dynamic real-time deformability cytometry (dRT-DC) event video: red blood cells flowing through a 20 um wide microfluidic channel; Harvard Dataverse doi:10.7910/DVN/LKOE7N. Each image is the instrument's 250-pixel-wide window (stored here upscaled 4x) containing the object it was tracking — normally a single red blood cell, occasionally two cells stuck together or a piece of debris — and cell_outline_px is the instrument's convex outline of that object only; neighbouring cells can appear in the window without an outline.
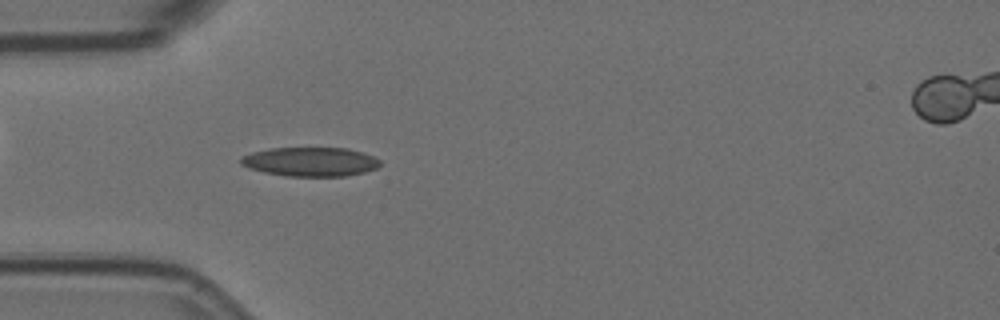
{"species": "Egyptian fruit bat (a non-hibernating species)", "species_latin": "Rousettus aegyptiacus", "temperature_condition": "room temperature", "stored_images_in_passage": 45, "camera_frame_rate_fps": 3000, "um_per_image_px": 0.085, "animal": {"sex": "female"}, "frame": {"image": 1, "passage_image": 9, "time_ms": 2.667, "image_size_px": [1000, 320], "cell_outline_px": [[380, 164], [376, 168], [364, 172], [344, 176], [284, 176], [264, 172], [248, 168], [240, 164], [240, 156], [252, 152], [268, 148], [348, 148], [372, 156], [380, 160]], "centroid_in_image_um": [26.32, 13.75], "position_along_channel_um": 58.7, "area_um2": 23.64}}
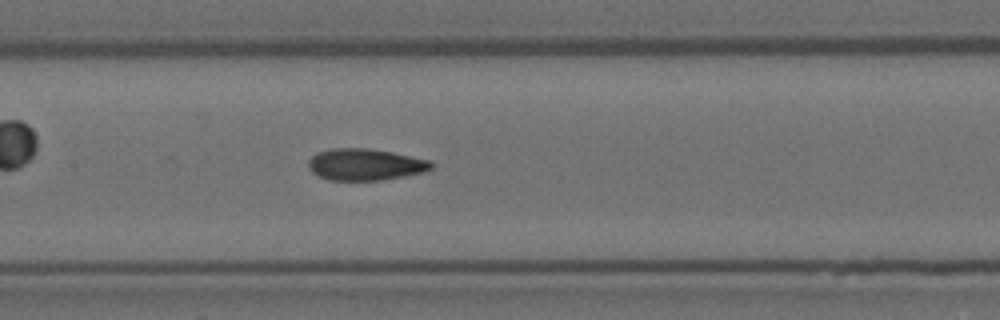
{"frame": {"image": 2, "passage_image": 19, "time_ms": 6.0, "image_size_px": [1000, 320], "cell_outline_px": [[432, 168], [420, 172], [404, 176], [384, 180], [328, 180], [312, 172], [308, 168], [308, 160], [316, 152], [332, 148], [368, 148], [392, 152], [432, 160]], "centroid_in_image_um": [31.02, 13.97], "position_along_channel_um": 176.4, "area_um2": 22.72}}
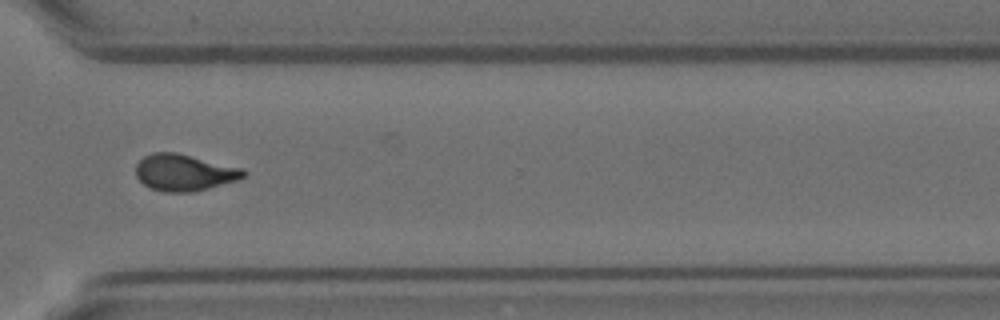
{"frame": {"image": 3, "passage_image": 34, "time_ms": 11.0, "image_size_px": [1000, 320], "cell_outline_px": [[248, 176], [240, 180], [192, 192], [164, 192], [148, 188], [136, 176], [136, 164], [144, 156], [152, 152], [176, 152], [244, 168], [248, 172]], "centroid_in_image_um": [15.7, 14.66], "position_along_channel_um": 354.9, "area_um2": 23.35}, "authors_computed_cell_mechanics": {"area_um2": 22.7154, "velocity_mm_per_s": 3.5816, "shape_relaxation_time_tau1_ms": 8.2504, "shape_relaxation_time_tau2_ms": 2.3256, "deformation_change_tau1": 0.2018, "deformation_change_tau2": 0.089}}